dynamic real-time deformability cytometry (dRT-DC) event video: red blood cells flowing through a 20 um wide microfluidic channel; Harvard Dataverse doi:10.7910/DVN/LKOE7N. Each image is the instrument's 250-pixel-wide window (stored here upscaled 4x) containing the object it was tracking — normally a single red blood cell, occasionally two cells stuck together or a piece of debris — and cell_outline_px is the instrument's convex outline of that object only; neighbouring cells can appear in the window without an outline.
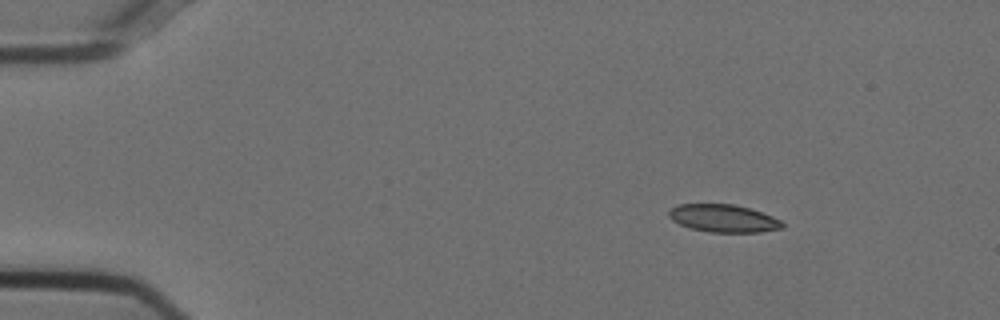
{"species": "Egyptian fruit bat (a non-hibernating species)", "species_latin": "Rousettus aegyptiacus", "temperature_condition": "cold", "stored_images_in_passage": 48, "camera_frame_rate_fps": 3000, "um_per_image_px": 0.085, "animal": {"sex": "female"}, "frame": {"image": 1, "passage_image": 1, "time_ms": 0.0, "image_size_px": [1000, 320], "cell_outline_px": [[784, 228], [760, 232], [708, 232], [692, 228], [680, 224], [672, 220], [668, 216], [668, 212], [676, 204], [736, 204], [772, 216], [780, 220], [784, 224]], "centroid_in_image_um": [61.49, 18.56], "position_along_channel_um": 23.5, "area_um2": 18.26}}
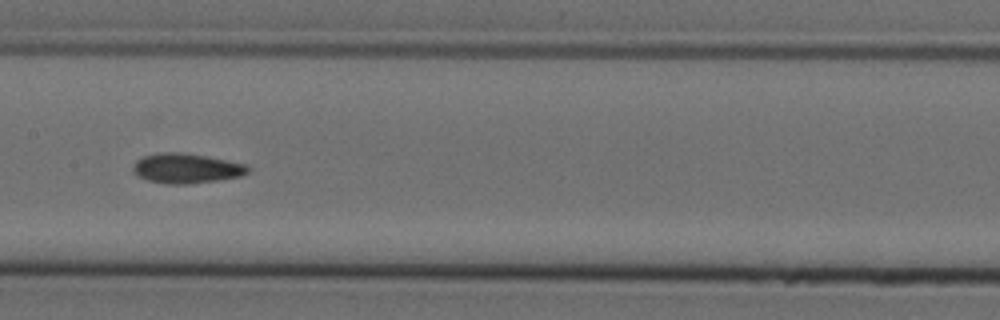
{"frame": {"image": 2, "passage_image": 21, "time_ms": 6.667, "image_size_px": [1000, 320], "cell_outline_px": [[252, 168], [248, 172], [240, 176], [216, 180], [188, 184], [168, 184], [148, 180], [136, 176], [132, 172], [132, 168], [136, 160], [144, 156], [156, 152], [180, 152], [228, 160], [248, 164]], "centroid_in_image_um": [15.82, 14.3], "position_along_channel_um": 191.6, "area_um2": 20.11}}
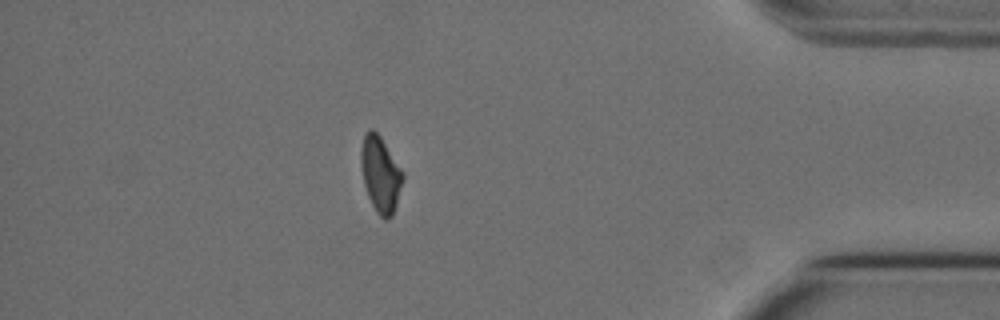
{"frame": {"image": 3, "passage_image": 41, "time_ms": 13.333, "image_size_px": [1000, 320], "cell_outline_px": [[404, 180], [392, 216], [388, 220], [384, 220], [376, 212], [368, 196], [364, 184], [360, 164], [360, 152], [364, 132], [368, 128], [372, 128], [380, 136], [404, 172]], "centroid_in_image_um": [32.33, 14.8], "position_along_channel_um": 402.9, "area_um2": 18.73}, "authors_computed_cell_mechanics": {"area_um2": 19.074, "velocity_mm_per_s": 3.7341, "shape_relaxation_time_tau1_ms": 9.1251, "shape_relaxation_time_tau2_ms": 3.4243, "deformation_change_tau1": 0.1851, "deformation_change_tau2": 0.1005}}